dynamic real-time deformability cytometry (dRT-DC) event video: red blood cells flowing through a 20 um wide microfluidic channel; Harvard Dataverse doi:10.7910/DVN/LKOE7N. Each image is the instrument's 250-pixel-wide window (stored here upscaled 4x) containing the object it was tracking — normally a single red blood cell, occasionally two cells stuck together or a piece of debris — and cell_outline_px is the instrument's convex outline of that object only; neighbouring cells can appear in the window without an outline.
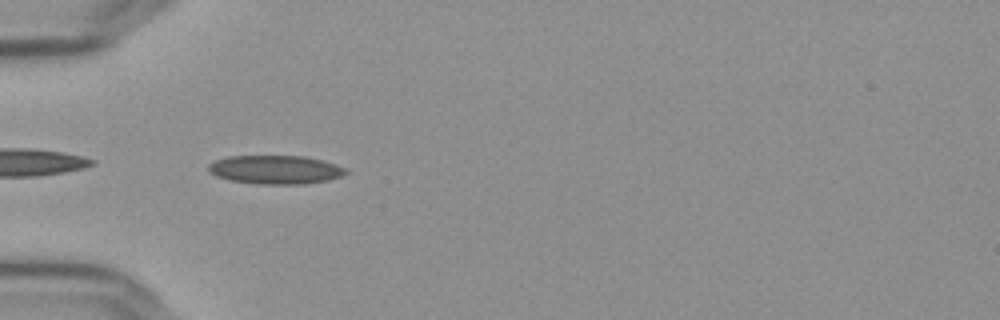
{"species": "Egyptian fruit bat (a non-hibernating species)", "species_latin": "Rousettus aegyptiacus", "temperature_condition": "cold", "stored_images_in_passage": 39, "camera_frame_rate_fps": 3000, "um_per_image_px": 0.085, "frame": {"image": 1, "passage_image": 1, "time_ms": 0.0, "image_size_px": [1000, 320], "cell_outline_px": [[348, 172], [340, 176], [328, 180], [304, 184], [256, 184], [228, 180], [216, 176], [208, 172], [208, 164], [216, 160], [228, 156], [304, 156], [324, 160], [348, 168]], "centroid_in_image_um": [23.41, 14.42], "position_along_channel_um": 61.6, "area_um2": 23.18}}
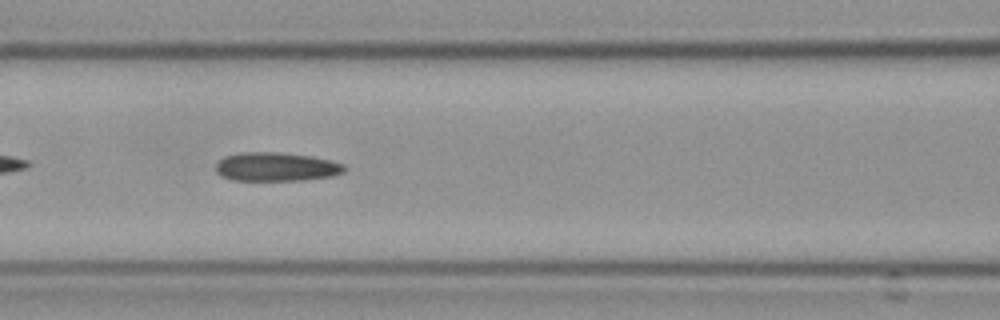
{"frame": {"image": 2, "passage_image": 8, "time_ms": 2.333, "image_size_px": [1000, 320], "cell_outline_px": [[348, 168], [344, 172], [332, 176], [304, 180], [232, 180], [220, 176], [216, 172], [216, 164], [224, 156], [244, 152], [280, 152], [312, 156], [344, 164]], "centroid_in_image_um": [23.48, 14.18], "position_along_channel_um": 143.1, "area_um2": 21.68}}
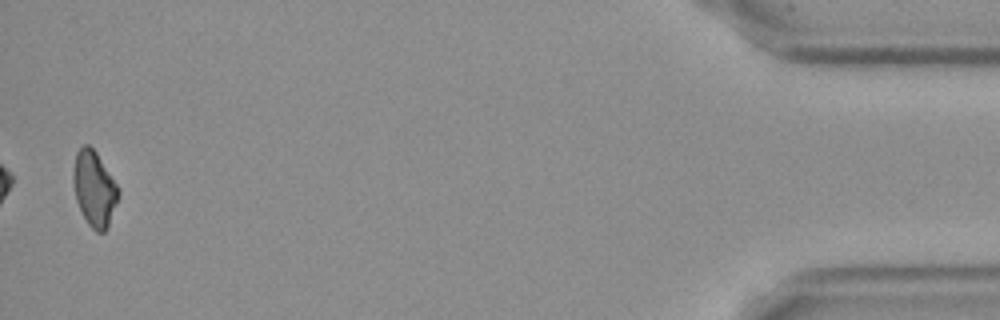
{"frame": {"image": 3, "passage_image": 38, "time_ms": 12.333, "image_size_px": [1000, 320], "cell_outline_px": [[120, 196], [108, 228], [104, 232], [96, 232], [88, 224], [76, 200], [72, 180], [72, 176], [76, 152], [84, 144], [88, 144], [96, 152], [120, 188]], "centroid_in_image_um": [8.04, 16.05], "position_along_channel_um": 427.2, "area_um2": 20.0}}